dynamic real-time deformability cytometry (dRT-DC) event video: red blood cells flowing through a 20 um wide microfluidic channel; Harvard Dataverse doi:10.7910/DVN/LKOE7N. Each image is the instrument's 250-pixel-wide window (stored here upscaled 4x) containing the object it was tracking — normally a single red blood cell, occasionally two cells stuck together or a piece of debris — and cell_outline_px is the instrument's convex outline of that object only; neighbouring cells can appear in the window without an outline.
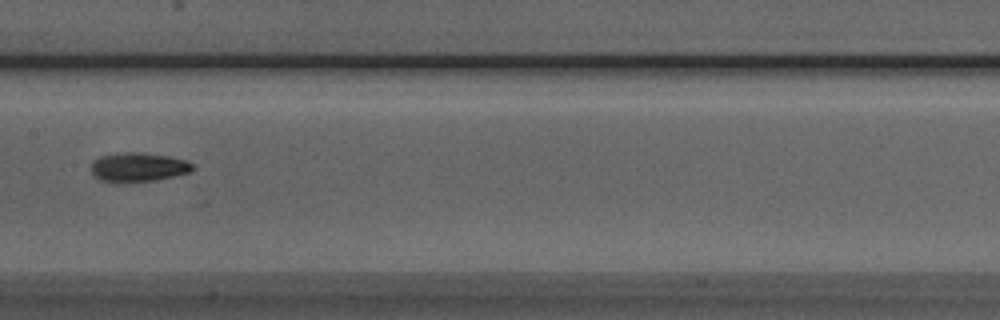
{"species": "Egyptian fruit bat (a non-hibernating species)", "species_latin": "Rousettus aegyptiacus", "temperature_condition": "room temperature", "stored_images_in_passage": 8, "camera_frame_rate_fps": 3000, "um_per_image_px": 0.085, "animal": {"sex": "male"}, "frame": {"image": 1, "passage_image": 6, "time_ms": 6.667, "image_size_px": [1000, 320], "cell_outline_px": [[192, 172], [156, 180], [128, 184], [112, 184], [100, 180], [92, 172], [92, 160], [100, 156], [124, 152], [140, 152], [168, 156], [184, 160], [192, 164]], "centroid_in_image_um": [11.7, 14.24], "position_along_channel_um": 195.7, "area_um2": 17.63}}
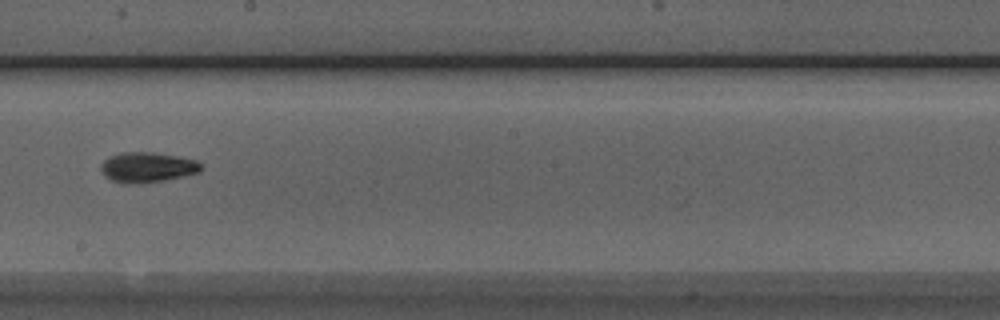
{"frame": {"image": 2, "passage_image": 7, "time_ms": 7.667, "image_size_px": [1000, 320], "cell_outline_px": [[204, 168], [200, 172], [184, 176], [164, 180], [124, 184], [112, 180], [104, 176], [100, 168], [100, 164], [108, 156], [120, 152], [152, 152], [180, 156], [196, 160], [204, 164]], "centroid_in_image_um": [12.54, 14.2], "position_along_channel_um": 235.7, "area_um2": 17.86}}
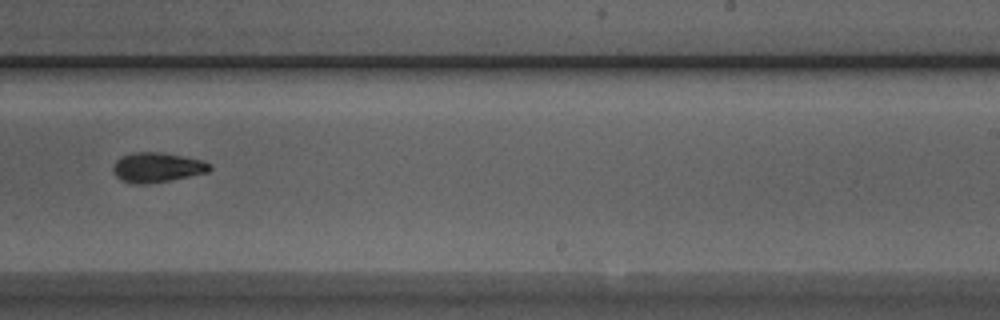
{"frame": {"image": 3, "passage_image": 8, "time_ms": 8.667, "image_size_px": [1000, 320], "cell_outline_px": [[212, 168], [208, 172], [148, 184], [132, 184], [120, 180], [112, 172], [112, 164], [120, 156], [132, 152], [164, 152], [204, 160], [212, 164]], "centroid_in_image_um": [13.32, 14.21], "position_along_channel_um": 275.7, "area_um2": 17.11}}